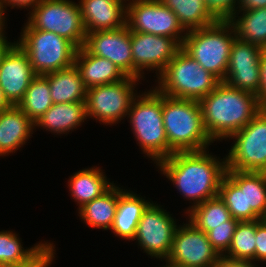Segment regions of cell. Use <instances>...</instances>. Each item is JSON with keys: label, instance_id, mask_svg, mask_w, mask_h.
<instances>
[{"label": "cell", "instance_id": "obj_1", "mask_svg": "<svg viewBox=\"0 0 266 267\" xmlns=\"http://www.w3.org/2000/svg\"><path fill=\"white\" fill-rule=\"evenodd\" d=\"M216 158L209 152L207 154L206 149L174 152L156 164L180 194L193 201L186 213L192 207L218 196L222 179L226 175L227 163L226 157L220 161Z\"/></svg>", "mask_w": 266, "mask_h": 267}, {"label": "cell", "instance_id": "obj_2", "mask_svg": "<svg viewBox=\"0 0 266 267\" xmlns=\"http://www.w3.org/2000/svg\"><path fill=\"white\" fill-rule=\"evenodd\" d=\"M198 102L205 131L212 141L229 138L263 108L257 95L224 82Z\"/></svg>", "mask_w": 266, "mask_h": 267}, {"label": "cell", "instance_id": "obj_3", "mask_svg": "<svg viewBox=\"0 0 266 267\" xmlns=\"http://www.w3.org/2000/svg\"><path fill=\"white\" fill-rule=\"evenodd\" d=\"M162 115L170 156L174 152L205 150L214 143L205 131L197 100L162 94Z\"/></svg>", "mask_w": 266, "mask_h": 267}, {"label": "cell", "instance_id": "obj_4", "mask_svg": "<svg viewBox=\"0 0 266 267\" xmlns=\"http://www.w3.org/2000/svg\"><path fill=\"white\" fill-rule=\"evenodd\" d=\"M236 38L232 23L229 20H218L207 27L187 31L182 49L201 67L223 82Z\"/></svg>", "mask_w": 266, "mask_h": 267}, {"label": "cell", "instance_id": "obj_5", "mask_svg": "<svg viewBox=\"0 0 266 267\" xmlns=\"http://www.w3.org/2000/svg\"><path fill=\"white\" fill-rule=\"evenodd\" d=\"M133 134L141 150L157 164L170 156L163 124L162 93L156 88L137 95L128 111Z\"/></svg>", "mask_w": 266, "mask_h": 267}, {"label": "cell", "instance_id": "obj_6", "mask_svg": "<svg viewBox=\"0 0 266 267\" xmlns=\"http://www.w3.org/2000/svg\"><path fill=\"white\" fill-rule=\"evenodd\" d=\"M218 195L232 218L260 220L266 214V172L227 170Z\"/></svg>", "mask_w": 266, "mask_h": 267}, {"label": "cell", "instance_id": "obj_7", "mask_svg": "<svg viewBox=\"0 0 266 267\" xmlns=\"http://www.w3.org/2000/svg\"><path fill=\"white\" fill-rule=\"evenodd\" d=\"M157 78L158 86L155 88L160 93L173 98L197 101L207 96L220 83L183 49Z\"/></svg>", "mask_w": 266, "mask_h": 267}, {"label": "cell", "instance_id": "obj_8", "mask_svg": "<svg viewBox=\"0 0 266 267\" xmlns=\"http://www.w3.org/2000/svg\"><path fill=\"white\" fill-rule=\"evenodd\" d=\"M23 31V32H22ZM19 47L27 54L36 75L56 72L74 65L78 48L50 31L22 29Z\"/></svg>", "mask_w": 266, "mask_h": 267}, {"label": "cell", "instance_id": "obj_9", "mask_svg": "<svg viewBox=\"0 0 266 267\" xmlns=\"http://www.w3.org/2000/svg\"><path fill=\"white\" fill-rule=\"evenodd\" d=\"M23 29L53 32L71 41L78 49L84 46L86 39L79 4L70 0H41L30 11Z\"/></svg>", "mask_w": 266, "mask_h": 267}, {"label": "cell", "instance_id": "obj_10", "mask_svg": "<svg viewBox=\"0 0 266 267\" xmlns=\"http://www.w3.org/2000/svg\"><path fill=\"white\" fill-rule=\"evenodd\" d=\"M226 156L227 170L266 172V108H262L233 139Z\"/></svg>", "mask_w": 266, "mask_h": 267}, {"label": "cell", "instance_id": "obj_11", "mask_svg": "<svg viewBox=\"0 0 266 267\" xmlns=\"http://www.w3.org/2000/svg\"><path fill=\"white\" fill-rule=\"evenodd\" d=\"M139 79L127 76L117 83L104 84L87 89L86 116L102 123L116 124L128 115Z\"/></svg>", "mask_w": 266, "mask_h": 267}, {"label": "cell", "instance_id": "obj_12", "mask_svg": "<svg viewBox=\"0 0 266 267\" xmlns=\"http://www.w3.org/2000/svg\"><path fill=\"white\" fill-rule=\"evenodd\" d=\"M126 25L130 31L174 38L181 45L187 34L176 14L159 0H137L128 5Z\"/></svg>", "mask_w": 266, "mask_h": 267}, {"label": "cell", "instance_id": "obj_13", "mask_svg": "<svg viewBox=\"0 0 266 267\" xmlns=\"http://www.w3.org/2000/svg\"><path fill=\"white\" fill-rule=\"evenodd\" d=\"M176 220L153 201L143 211L134 240L151 257L166 260L172 250Z\"/></svg>", "mask_w": 266, "mask_h": 267}, {"label": "cell", "instance_id": "obj_14", "mask_svg": "<svg viewBox=\"0 0 266 267\" xmlns=\"http://www.w3.org/2000/svg\"><path fill=\"white\" fill-rule=\"evenodd\" d=\"M133 77L140 80L143 70H156L157 77L182 49L174 38L131 31Z\"/></svg>", "mask_w": 266, "mask_h": 267}, {"label": "cell", "instance_id": "obj_15", "mask_svg": "<svg viewBox=\"0 0 266 267\" xmlns=\"http://www.w3.org/2000/svg\"><path fill=\"white\" fill-rule=\"evenodd\" d=\"M219 258L207 234L188 221L177 226L172 250L166 260L183 267H214Z\"/></svg>", "mask_w": 266, "mask_h": 267}, {"label": "cell", "instance_id": "obj_16", "mask_svg": "<svg viewBox=\"0 0 266 267\" xmlns=\"http://www.w3.org/2000/svg\"><path fill=\"white\" fill-rule=\"evenodd\" d=\"M263 48L235 39L223 80L235 89L251 92L258 96L260 90V59Z\"/></svg>", "mask_w": 266, "mask_h": 267}, {"label": "cell", "instance_id": "obj_17", "mask_svg": "<svg viewBox=\"0 0 266 267\" xmlns=\"http://www.w3.org/2000/svg\"><path fill=\"white\" fill-rule=\"evenodd\" d=\"M84 47L95 56L109 59L126 76L133 77L131 31L127 25L116 30L86 32Z\"/></svg>", "mask_w": 266, "mask_h": 267}, {"label": "cell", "instance_id": "obj_18", "mask_svg": "<svg viewBox=\"0 0 266 267\" xmlns=\"http://www.w3.org/2000/svg\"><path fill=\"white\" fill-rule=\"evenodd\" d=\"M35 76L27 54L15 43L0 64V88L10 105L17 106L22 101Z\"/></svg>", "mask_w": 266, "mask_h": 267}, {"label": "cell", "instance_id": "obj_19", "mask_svg": "<svg viewBox=\"0 0 266 267\" xmlns=\"http://www.w3.org/2000/svg\"><path fill=\"white\" fill-rule=\"evenodd\" d=\"M86 32L116 30L126 25L127 6L117 0H80Z\"/></svg>", "mask_w": 266, "mask_h": 267}, {"label": "cell", "instance_id": "obj_20", "mask_svg": "<svg viewBox=\"0 0 266 267\" xmlns=\"http://www.w3.org/2000/svg\"><path fill=\"white\" fill-rule=\"evenodd\" d=\"M35 123L18 107L11 105L0 112V156L22 147L32 136Z\"/></svg>", "mask_w": 266, "mask_h": 267}, {"label": "cell", "instance_id": "obj_21", "mask_svg": "<svg viewBox=\"0 0 266 267\" xmlns=\"http://www.w3.org/2000/svg\"><path fill=\"white\" fill-rule=\"evenodd\" d=\"M74 64L80 72L86 89L117 83L127 77L109 59L91 54L84 46L77 50Z\"/></svg>", "mask_w": 266, "mask_h": 267}, {"label": "cell", "instance_id": "obj_22", "mask_svg": "<svg viewBox=\"0 0 266 267\" xmlns=\"http://www.w3.org/2000/svg\"><path fill=\"white\" fill-rule=\"evenodd\" d=\"M150 203L133 191L129 192L119 188L117 211L111 227L115 236L121 237L123 240H133L143 211Z\"/></svg>", "mask_w": 266, "mask_h": 267}, {"label": "cell", "instance_id": "obj_23", "mask_svg": "<svg viewBox=\"0 0 266 267\" xmlns=\"http://www.w3.org/2000/svg\"><path fill=\"white\" fill-rule=\"evenodd\" d=\"M85 119L86 101L58 103L38 118L35 127H42L54 134H66L80 126Z\"/></svg>", "mask_w": 266, "mask_h": 267}, {"label": "cell", "instance_id": "obj_24", "mask_svg": "<svg viewBox=\"0 0 266 267\" xmlns=\"http://www.w3.org/2000/svg\"><path fill=\"white\" fill-rule=\"evenodd\" d=\"M44 76L53 104L86 101L87 89L75 64Z\"/></svg>", "mask_w": 266, "mask_h": 267}, {"label": "cell", "instance_id": "obj_25", "mask_svg": "<svg viewBox=\"0 0 266 267\" xmlns=\"http://www.w3.org/2000/svg\"><path fill=\"white\" fill-rule=\"evenodd\" d=\"M68 183L71 197L79 204V208L101 196L113 185L99 167L79 170L70 177Z\"/></svg>", "mask_w": 266, "mask_h": 267}, {"label": "cell", "instance_id": "obj_26", "mask_svg": "<svg viewBox=\"0 0 266 267\" xmlns=\"http://www.w3.org/2000/svg\"><path fill=\"white\" fill-rule=\"evenodd\" d=\"M119 201V187L113 184L101 196L79 209L81 219L92 228L111 230Z\"/></svg>", "mask_w": 266, "mask_h": 267}, {"label": "cell", "instance_id": "obj_27", "mask_svg": "<svg viewBox=\"0 0 266 267\" xmlns=\"http://www.w3.org/2000/svg\"><path fill=\"white\" fill-rule=\"evenodd\" d=\"M189 214V215H188ZM189 220L197 229L208 233L219 225H237L239 220L232 218L224 201L218 196L192 207L188 212Z\"/></svg>", "mask_w": 266, "mask_h": 267}, {"label": "cell", "instance_id": "obj_28", "mask_svg": "<svg viewBox=\"0 0 266 267\" xmlns=\"http://www.w3.org/2000/svg\"><path fill=\"white\" fill-rule=\"evenodd\" d=\"M171 9L187 31L207 27L219 19L210 11L204 0H159Z\"/></svg>", "mask_w": 266, "mask_h": 267}, {"label": "cell", "instance_id": "obj_29", "mask_svg": "<svg viewBox=\"0 0 266 267\" xmlns=\"http://www.w3.org/2000/svg\"><path fill=\"white\" fill-rule=\"evenodd\" d=\"M241 14L239 17L233 15L228 19L235 28L236 37L242 41L265 48L266 7L243 11Z\"/></svg>", "mask_w": 266, "mask_h": 267}, {"label": "cell", "instance_id": "obj_30", "mask_svg": "<svg viewBox=\"0 0 266 267\" xmlns=\"http://www.w3.org/2000/svg\"><path fill=\"white\" fill-rule=\"evenodd\" d=\"M52 105L47 78L36 75L17 106L35 123Z\"/></svg>", "mask_w": 266, "mask_h": 267}, {"label": "cell", "instance_id": "obj_31", "mask_svg": "<svg viewBox=\"0 0 266 267\" xmlns=\"http://www.w3.org/2000/svg\"><path fill=\"white\" fill-rule=\"evenodd\" d=\"M255 234L256 220L239 221L227 254H223V256L255 264Z\"/></svg>", "mask_w": 266, "mask_h": 267}, {"label": "cell", "instance_id": "obj_32", "mask_svg": "<svg viewBox=\"0 0 266 267\" xmlns=\"http://www.w3.org/2000/svg\"><path fill=\"white\" fill-rule=\"evenodd\" d=\"M17 236L12 231H0V266L28 262L48 243H38L25 250Z\"/></svg>", "mask_w": 266, "mask_h": 267}, {"label": "cell", "instance_id": "obj_33", "mask_svg": "<svg viewBox=\"0 0 266 267\" xmlns=\"http://www.w3.org/2000/svg\"><path fill=\"white\" fill-rule=\"evenodd\" d=\"M237 225H219L207 233L212 247L220 256L228 251Z\"/></svg>", "mask_w": 266, "mask_h": 267}, {"label": "cell", "instance_id": "obj_34", "mask_svg": "<svg viewBox=\"0 0 266 267\" xmlns=\"http://www.w3.org/2000/svg\"><path fill=\"white\" fill-rule=\"evenodd\" d=\"M210 11L219 20H228L236 12L239 0H204Z\"/></svg>", "mask_w": 266, "mask_h": 267}, {"label": "cell", "instance_id": "obj_35", "mask_svg": "<svg viewBox=\"0 0 266 267\" xmlns=\"http://www.w3.org/2000/svg\"><path fill=\"white\" fill-rule=\"evenodd\" d=\"M54 245L46 244L30 261L21 264L1 265L0 267H48L55 258Z\"/></svg>", "mask_w": 266, "mask_h": 267}, {"label": "cell", "instance_id": "obj_36", "mask_svg": "<svg viewBox=\"0 0 266 267\" xmlns=\"http://www.w3.org/2000/svg\"><path fill=\"white\" fill-rule=\"evenodd\" d=\"M255 261H266V222L263 219L256 220L255 234Z\"/></svg>", "mask_w": 266, "mask_h": 267}, {"label": "cell", "instance_id": "obj_37", "mask_svg": "<svg viewBox=\"0 0 266 267\" xmlns=\"http://www.w3.org/2000/svg\"><path fill=\"white\" fill-rule=\"evenodd\" d=\"M258 101L263 108H266V49L263 48L260 59V90Z\"/></svg>", "mask_w": 266, "mask_h": 267}, {"label": "cell", "instance_id": "obj_38", "mask_svg": "<svg viewBox=\"0 0 266 267\" xmlns=\"http://www.w3.org/2000/svg\"><path fill=\"white\" fill-rule=\"evenodd\" d=\"M41 2V0H0V4L2 5V8L4 10V13H5V10L4 8H6V5L9 6L11 8H14V7H17V8H30L31 7V10Z\"/></svg>", "mask_w": 266, "mask_h": 267}, {"label": "cell", "instance_id": "obj_39", "mask_svg": "<svg viewBox=\"0 0 266 267\" xmlns=\"http://www.w3.org/2000/svg\"><path fill=\"white\" fill-rule=\"evenodd\" d=\"M258 265H254L248 261L242 260H233L229 259L225 256H220L217 264L214 267H257Z\"/></svg>", "mask_w": 266, "mask_h": 267}, {"label": "cell", "instance_id": "obj_40", "mask_svg": "<svg viewBox=\"0 0 266 267\" xmlns=\"http://www.w3.org/2000/svg\"><path fill=\"white\" fill-rule=\"evenodd\" d=\"M238 5H239L237 6L238 12H236L237 14L235 13L234 15H238V13L242 11L265 8L266 0H239Z\"/></svg>", "mask_w": 266, "mask_h": 267}, {"label": "cell", "instance_id": "obj_41", "mask_svg": "<svg viewBox=\"0 0 266 267\" xmlns=\"http://www.w3.org/2000/svg\"><path fill=\"white\" fill-rule=\"evenodd\" d=\"M6 36H0V64L2 61V58L7 53V51L16 43L15 41L13 43L6 40Z\"/></svg>", "mask_w": 266, "mask_h": 267}, {"label": "cell", "instance_id": "obj_42", "mask_svg": "<svg viewBox=\"0 0 266 267\" xmlns=\"http://www.w3.org/2000/svg\"><path fill=\"white\" fill-rule=\"evenodd\" d=\"M11 105L9 104V102L6 100L3 91L0 88V112L3 110H6L7 108H9Z\"/></svg>", "mask_w": 266, "mask_h": 267}, {"label": "cell", "instance_id": "obj_43", "mask_svg": "<svg viewBox=\"0 0 266 267\" xmlns=\"http://www.w3.org/2000/svg\"><path fill=\"white\" fill-rule=\"evenodd\" d=\"M4 10H3V8H2V5L0 4V36H4L5 34H4V29H5V27H4V23H5V21L6 20H4V19H6L5 18V16H4Z\"/></svg>", "mask_w": 266, "mask_h": 267}, {"label": "cell", "instance_id": "obj_44", "mask_svg": "<svg viewBox=\"0 0 266 267\" xmlns=\"http://www.w3.org/2000/svg\"><path fill=\"white\" fill-rule=\"evenodd\" d=\"M165 262H166V266L163 265L164 267H183L180 265L173 264V263L169 262L168 260H165Z\"/></svg>", "mask_w": 266, "mask_h": 267}, {"label": "cell", "instance_id": "obj_45", "mask_svg": "<svg viewBox=\"0 0 266 267\" xmlns=\"http://www.w3.org/2000/svg\"><path fill=\"white\" fill-rule=\"evenodd\" d=\"M117 1H120L121 3H123L124 5H126V6H128V5H130V4H133L134 2H136L137 0H127V1H129L128 2V4H127V1L126 0H117ZM126 3V4H125Z\"/></svg>", "mask_w": 266, "mask_h": 267}, {"label": "cell", "instance_id": "obj_46", "mask_svg": "<svg viewBox=\"0 0 266 267\" xmlns=\"http://www.w3.org/2000/svg\"><path fill=\"white\" fill-rule=\"evenodd\" d=\"M262 219L266 222V214H265V216Z\"/></svg>", "mask_w": 266, "mask_h": 267}]
</instances>
